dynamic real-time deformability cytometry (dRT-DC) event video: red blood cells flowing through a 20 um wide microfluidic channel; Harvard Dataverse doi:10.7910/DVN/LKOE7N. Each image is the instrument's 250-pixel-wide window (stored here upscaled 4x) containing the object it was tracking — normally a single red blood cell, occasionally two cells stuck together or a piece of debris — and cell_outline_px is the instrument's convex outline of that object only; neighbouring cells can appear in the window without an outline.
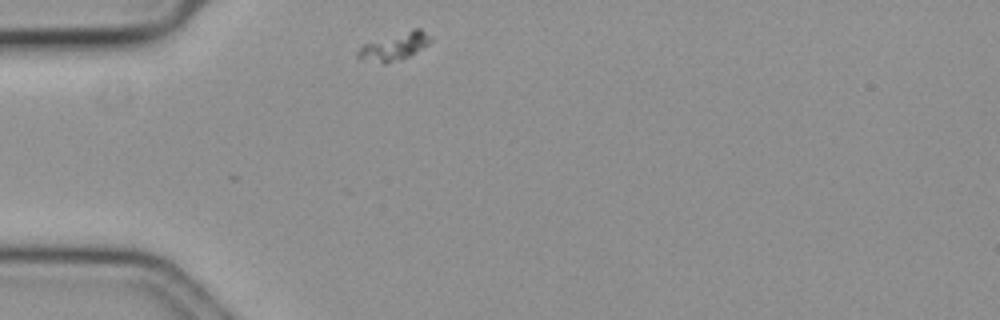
{"species": "common noctule bat (a hibernating species)", "species_latin": "Nyctalus noctula", "temperature_condition": "cold", "stored_images_in_passage": 15, "camera_frame_rate_fps": 3000, "um_per_image_px": 0.085, "animal": {"sex": "female", "body_mass_g": 19.3, "forearm_length_mm": 54.1}, "frame": {"image": 1, "passage_image": 1, "time_ms": 0.0, "image_size_px": [1000, 320], "cell_outline_px": [[432, 40], [428, 44], [408, 56], [400, 60], [388, 64], [384, 64], [356, 56], [356, 52], [364, 44], [412, 28], [420, 28], [432, 36]], "centroid_in_image_um": [33.58, 3.93], "position_along_channel_um": 51.4, "area_um2": 11.5}}
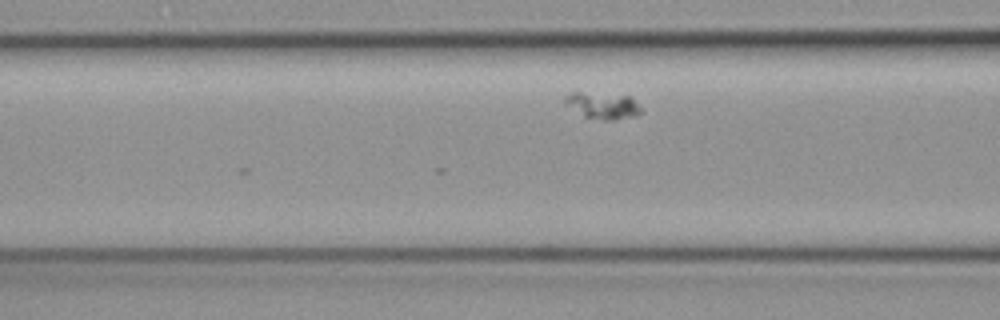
{"frame": {"image": 2, "passage_image": 8, "time_ms": 2.333, "image_size_px": [1000, 320], "cell_outline_px": [[644, 112], [636, 116], [616, 120], [604, 120], [584, 116], [564, 100], [564, 96], [572, 92], [580, 92], [628, 96]], "centroid_in_image_um": [51.28, 8.99], "position_along_channel_um": 115.3, "area_um2": 11.33}}
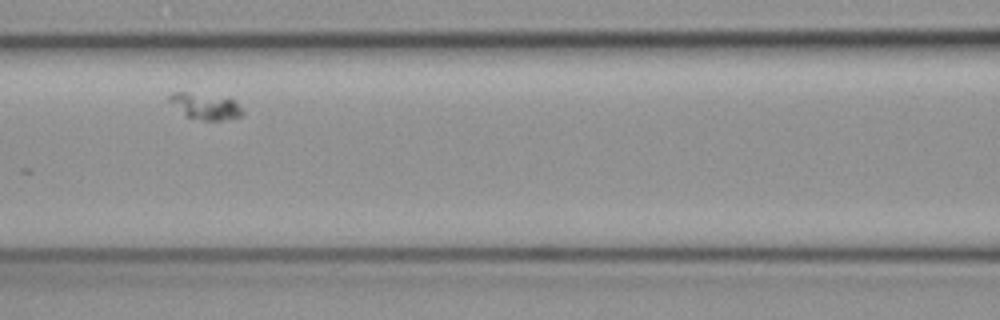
{"frame": {"image": 3, "passage_image": 11, "time_ms": 3.333, "image_size_px": [1000, 320], "cell_outline_px": [[244, 116], [220, 120], [204, 120], [188, 116], [168, 100], [168, 96], [172, 92], [184, 92], [228, 96], [244, 112]], "centroid_in_image_um": [17.5, 9.0], "position_along_channel_um": 149.1, "area_um2": 10.98}}